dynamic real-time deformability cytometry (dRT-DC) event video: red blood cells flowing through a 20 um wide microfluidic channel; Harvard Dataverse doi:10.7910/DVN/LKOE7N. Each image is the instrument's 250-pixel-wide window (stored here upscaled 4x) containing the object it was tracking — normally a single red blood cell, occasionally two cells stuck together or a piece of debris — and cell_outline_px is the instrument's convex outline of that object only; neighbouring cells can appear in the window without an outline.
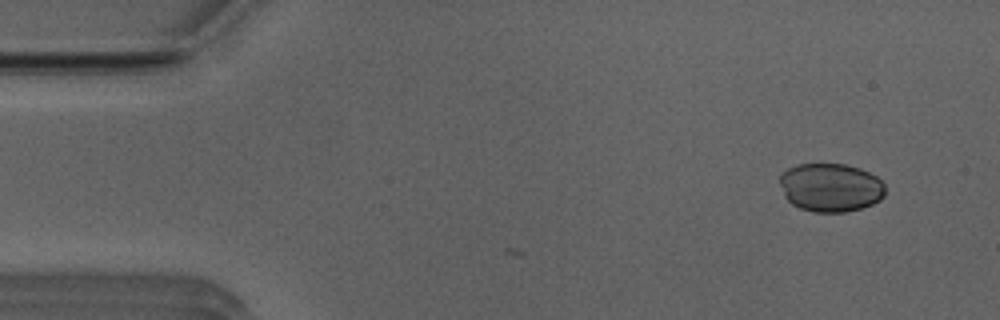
{"species": "Egyptian fruit bat (a non-hibernating species)", "species_latin": "Rousettus aegyptiacus", "temperature_condition": "room temperature", "stored_images_in_passage": 6, "camera_frame_rate_fps": 3000, "um_per_image_px": 0.085, "animal": {"sex": "male"}, "frame": {"image": 1, "passage_image": 6, "time_ms": 1.667, "image_size_px": [1000, 320], "cell_outline_px": [[884, 196], [880, 200], [872, 204], [860, 208], [844, 212], [812, 212], [800, 208], [792, 204], [784, 196], [780, 184], [780, 176], [788, 168], [796, 164], [844, 164], [860, 168], [876, 176], [884, 184]], "centroid_in_image_um": [70.59, 15.94], "position_along_channel_um": 14.4, "area_um2": 29.82}}